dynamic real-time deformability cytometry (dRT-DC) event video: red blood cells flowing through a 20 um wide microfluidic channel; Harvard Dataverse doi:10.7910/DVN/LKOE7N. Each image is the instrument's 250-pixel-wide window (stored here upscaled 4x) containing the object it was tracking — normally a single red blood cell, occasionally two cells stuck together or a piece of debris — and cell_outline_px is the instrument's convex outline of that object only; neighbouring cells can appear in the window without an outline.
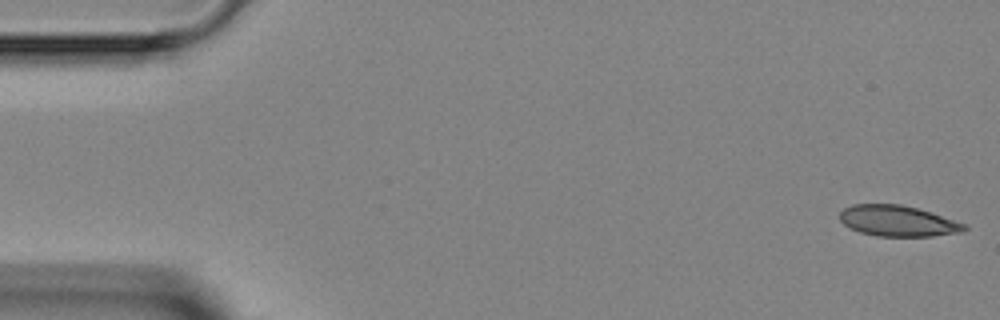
{"species": "Egyptian fruit bat (a non-hibernating species)", "species_latin": "Rousettus aegyptiacus", "temperature_condition": "room temperature", "stored_images_in_passage": 46, "camera_frame_rate_fps": 3000, "um_per_image_px": 0.085, "animal": {"sex": "female"}, "frame": {"image": 1, "passage_image": 1, "time_ms": 0.0, "image_size_px": [1000, 320], "cell_outline_px": [[968, 228], [964, 232], [932, 236], [876, 236], [860, 232], [844, 224], [840, 220], [840, 212], [844, 208], [852, 204], [900, 204], [932, 212], [968, 224]], "centroid_in_image_um": [76.37, 18.78], "position_along_channel_um": 8.6, "area_um2": 22.54}}
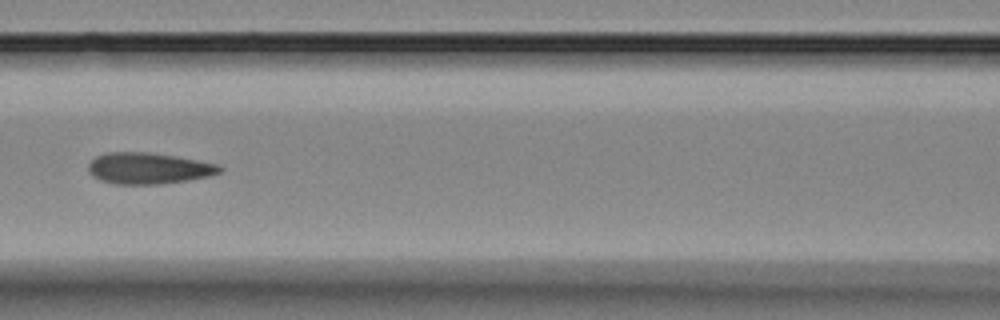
{"frame": {"image": 2, "passage_image": 20, "time_ms": 6.333, "image_size_px": [1000, 320], "cell_outline_px": [[224, 168], [220, 172], [208, 176], [184, 180], [156, 184], [116, 184], [100, 180], [92, 176], [88, 172], [88, 164], [96, 156], [108, 152], [148, 152], [176, 156], [220, 164]], "centroid_in_image_um": [12.61, 14.29], "position_along_channel_um": 154.0, "area_um2": 23.87}}
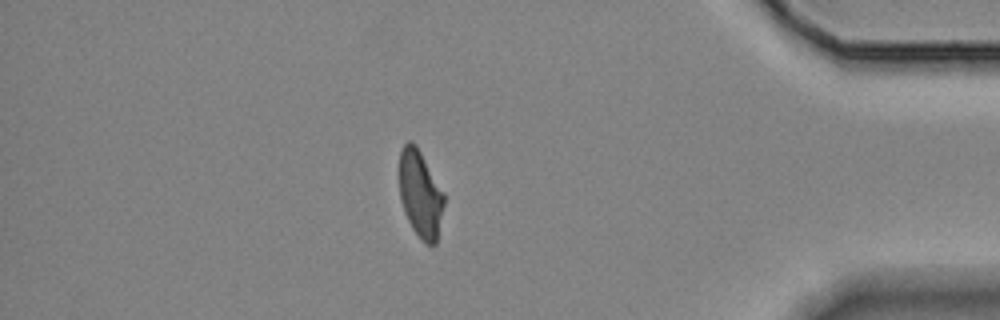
{"frame": {"image": 3, "passage_image": 40, "time_ms": 13.0, "image_size_px": [1000, 320], "cell_outline_px": [[444, 204], [436, 244], [424, 244], [420, 240], [412, 228], [404, 212], [400, 200], [400, 152], [404, 144], [408, 140], [412, 140], [416, 144], [444, 192]], "centroid_in_image_um": [35.73, 16.5], "position_along_channel_um": 399.5, "area_um2": 22.77}}